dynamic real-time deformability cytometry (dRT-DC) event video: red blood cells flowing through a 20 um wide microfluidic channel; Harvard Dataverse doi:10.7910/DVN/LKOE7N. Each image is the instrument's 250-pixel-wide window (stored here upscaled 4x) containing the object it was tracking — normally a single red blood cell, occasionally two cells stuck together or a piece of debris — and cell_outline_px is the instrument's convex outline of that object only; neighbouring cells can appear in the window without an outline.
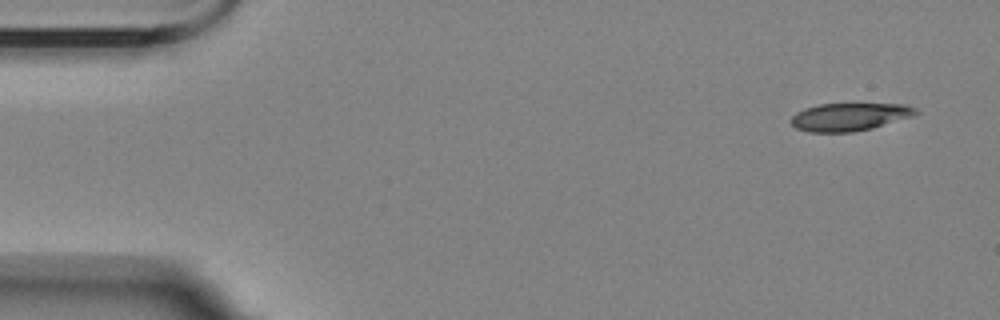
{"species": "Egyptian fruit bat (a non-hibernating species)", "species_latin": "Rousettus aegyptiacus", "temperature_condition": "room temperature", "stored_images_in_passage": 4, "camera_frame_rate_fps": 3000, "um_per_image_px": 0.085, "animal": {"sex": "female"}, "frame": {"image": 1, "passage_image": 1, "time_ms": 0.0, "image_size_px": [1000, 320], "cell_outline_px": [[920, 112], [916, 116], [872, 128], [852, 132], [808, 132], [796, 128], [792, 124], [792, 116], [796, 112], [804, 108], [820, 104], [904, 104], [916, 108]], "centroid_in_image_um": [72.25, 9.93], "position_along_channel_um": 12.7, "area_um2": 20.35}}
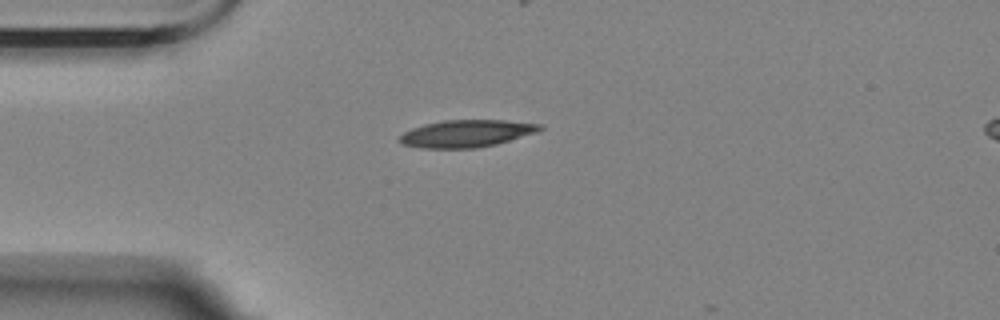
{"frame": {"image": 2, "passage_image": 4, "time_ms": 3.667, "image_size_px": [1000, 320], "cell_outline_px": [[544, 128], [536, 132], [496, 144], [476, 148], [420, 148], [404, 144], [400, 140], [400, 136], [404, 132], [412, 128], [424, 124], [444, 120], [504, 120], [544, 124]], "centroid_in_image_um": [39.67, 11.34], "position_along_channel_um": 45.3, "area_um2": 22.14}}